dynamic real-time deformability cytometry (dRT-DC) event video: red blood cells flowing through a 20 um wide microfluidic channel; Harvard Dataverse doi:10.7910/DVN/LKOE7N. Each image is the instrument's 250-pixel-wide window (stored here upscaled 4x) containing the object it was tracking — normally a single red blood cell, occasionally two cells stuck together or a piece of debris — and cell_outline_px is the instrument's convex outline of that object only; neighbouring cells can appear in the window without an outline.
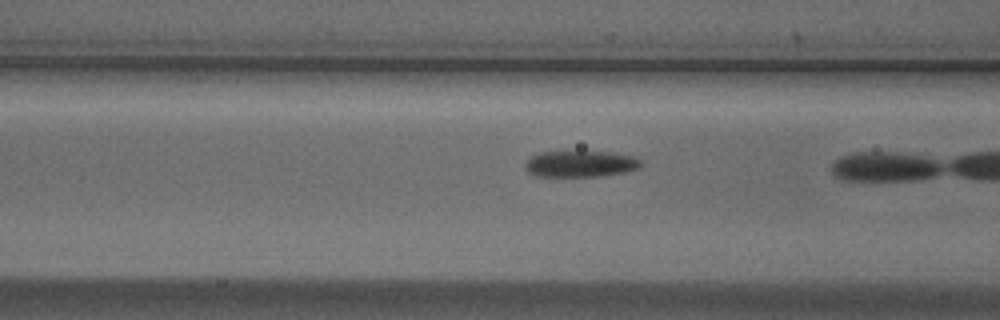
{"species": "Egyptian fruit bat (a non-hibernating species)", "species_latin": "Rousettus aegyptiacus", "temperature_condition": "cold", "stored_images_in_passage": 7, "camera_frame_rate_fps": 3000, "um_per_image_px": 0.085, "animal": {"sex": "male"}, "frame": {"image": 1, "passage_image": 6, "time_ms": 1.667, "image_size_px": [1000, 320], "cell_outline_px": [[644, 164], [640, 168], [624, 172], [600, 176], [536, 176], [528, 172], [524, 168], [524, 164], [528, 156], [536, 152], [608, 152], [632, 156], [640, 160]], "centroid_in_image_um": [49.28, 13.93], "position_along_channel_um": 117.3, "area_um2": 17.86}}